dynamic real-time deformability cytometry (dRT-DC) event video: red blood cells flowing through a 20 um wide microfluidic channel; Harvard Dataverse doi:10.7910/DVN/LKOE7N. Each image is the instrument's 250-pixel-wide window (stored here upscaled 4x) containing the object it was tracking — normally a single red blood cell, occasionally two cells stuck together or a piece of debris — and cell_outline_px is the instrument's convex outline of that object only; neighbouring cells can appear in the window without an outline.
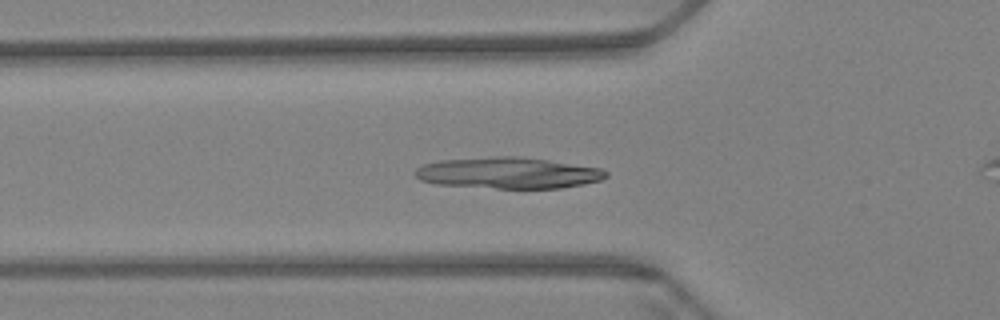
{"species": "Egyptian fruit bat (a non-hibernating species)", "species_latin": "Rousettus aegyptiacus", "temperature_condition": "warm", "stored_images_in_passage": 54, "camera_frame_rate_fps": 3000, "um_per_image_px": 0.085, "animal": {"sex": "female"}, "frame": {"image": 1, "passage_image": 14, "time_ms": 4.333, "image_size_px": [1000, 320], "cell_outline_px": [[608, 176], [600, 180], [584, 184], [560, 188], [496, 188], [436, 184], [420, 180], [412, 172], [416, 168], [424, 164], [440, 160], [492, 156], [516, 156], [548, 160], [600, 168], [608, 172]], "centroid_in_image_um": [43.17, 14.69], "position_along_channel_um": 82.6, "area_um2": 34.74}}
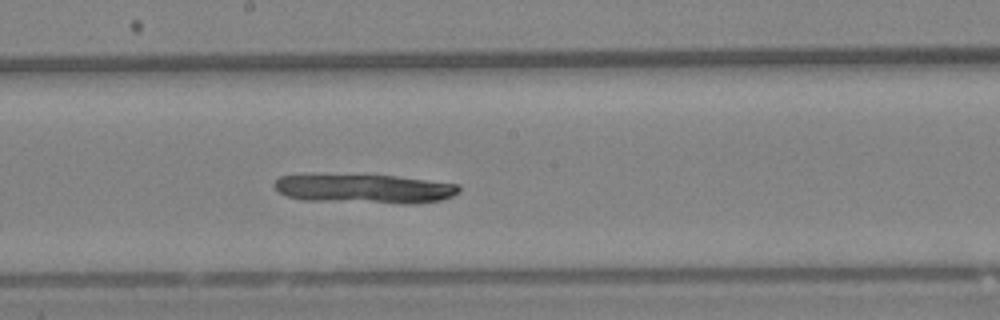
{"frame": {"image": 2, "passage_image": 26, "time_ms": 8.333, "image_size_px": [1000, 320], "cell_outline_px": [[460, 192], [452, 196], [440, 200], [412, 204], [400, 204], [300, 200], [288, 196], [280, 192], [272, 184], [280, 176], [316, 172], [392, 176], [460, 184]], "centroid_in_image_um": [30.89, 16.02], "position_along_channel_um": 217.3, "area_um2": 32.48}}
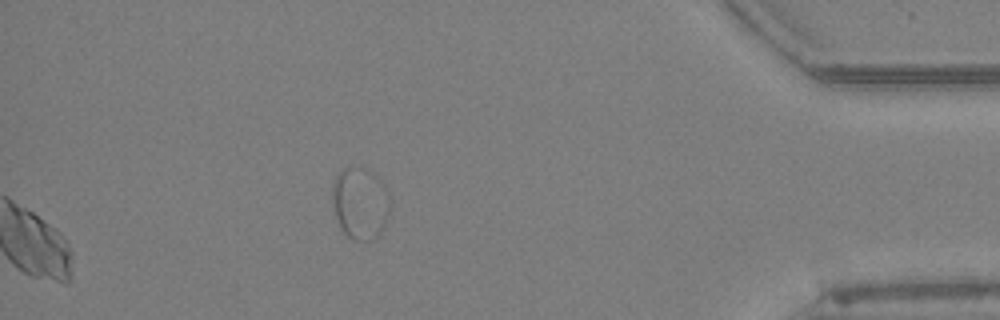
{"frame": {"image": 3, "passage_image": 54, "time_ms": 17.667, "image_size_px": [1000, 320], "cell_outline_px": [[392, 208], [384, 228], [380, 236], [372, 240], [352, 240], [340, 228], [336, 216], [332, 192], [332, 184], [336, 176], [348, 164], [364, 168], [372, 172], [384, 184], [388, 192], [392, 204]], "centroid_in_image_um": [30.66, 17.27], "position_along_channel_um": 404.5, "area_um2": 24.8}}